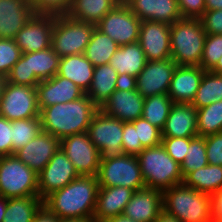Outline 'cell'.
Returning a JSON list of instances; mask_svg holds the SVG:
<instances>
[{
  "mask_svg": "<svg viewBox=\"0 0 222 222\" xmlns=\"http://www.w3.org/2000/svg\"><path fill=\"white\" fill-rule=\"evenodd\" d=\"M198 136L222 132V100L197 109Z\"/></svg>",
  "mask_w": 222,
  "mask_h": 222,
  "instance_id": "36",
  "label": "cell"
},
{
  "mask_svg": "<svg viewBox=\"0 0 222 222\" xmlns=\"http://www.w3.org/2000/svg\"><path fill=\"white\" fill-rule=\"evenodd\" d=\"M162 210V192L145 187L133 193L123 215L137 222H153Z\"/></svg>",
  "mask_w": 222,
  "mask_h": 222,
  "instance_id": "20",
  "label": "cell"
},
{
  "mask_svg": "<svg viewBox=\"0 0 222 222\" xmlns=\"http://www.w3.org/2000/svg\"><path fill=\"white\" fill-rule=\"evenodd\" d=\"M35 14L66 15L71 0H27Z\"/></svg>",
  "mask_w": 222,
  "mask_h": 222,
  "instance_id": "43",
  "label": "cell"
},
{
  "mask_svg": "<svg viewBox=\"0 0 222 222\" xmlns=\"http://www.w3.org/2000/svg\"><path fill=\"white\" fill-rule=\"evenodd\" d=\"M117 77V71L110 64L96 66L90 87L85 94L100 108L116 90Z\"/></svg>",
  "mask_w": 222,
  "mask_h": 222,
  "instance_id": "28",
  "label": "cell"
},
{
  "mask_svg": "<svg viewBox=\"0 0 222 222\" xmlns=\"http://www.w3.org/2000/svg\"><path fill=\"white\" fill-rule=\"evenodd\" d=\"M146 63L147 59L140 43L135 42L119 46L109 64L117 71L118 75L126 73L137 77Z\"/></svg>",
  "mask_w": 222,
  "mask_h": 222,
  "instance_id": "27",
  "label": "cell"
},
{
  "mask_svg": "<svg viewBox=\"0 0 222 222\" xmlns=\"http://www.w3.org/2000/svg\"><path fill=\"white\" fill-rule=\"evenodd\" d=\"M99 107L85 94L66 103H58L40 109L42 131L58 139L84 133Z\"/></svg>",
  "mask_w": 222,
  "mask_h": 222,
  "instance_id": "2",
  "label": "cell"
},
{
  "mask_svg": "<svg viewBox=\"0 0 222 222\" xmlns=\"http://www.w3.org/2000/svg\"><path fill=\"white\" fill-rule=\"evenodd\" d=\"M12 121L0 116V157L12 155Z\"/></svg>",
  "mask_w": 222,
  "mask_h": 222,
  "instance_id": "49",
  "label": "cell"
},
{
  "mask_svg": "<svg viewBox=\"0 0 222 222\" xmlns=\"http://www.w3.org/2000/svg\"><path fill=\"white\" fill-rule=\"evenodd\" d=\"M212 218L222 219V190L212 195Z\"/></svg>",
  "mask_w": 222,
  "mask_h": 222,
  "instance_id": "52",
  "label": "cell"
},
{
  "mask_svg": "<svg viewBox=\"0 0 222 222\" xmlns=\"http://www.w3.org/2000/svg\"><path fill=\"white\" fill-rule=\"evenodd\" d=\"M138 42L147 61L171 58L170 24L150 20L142 21Z\"/></svg>",
  "mask_w": 222,
  "mask_h": 222,
  "instance_id": "16",
  "label": "cell"
},
{
  "mask_svg": "<svg viewBox=\"0 0 222 222\" xmlns=\"http://www.w3.org/2000/svg\"><path fill=\"white\" fill-rule=\"evenodd\" d=\"M99 183L97 176L80 175L43 200V205L60 219L92 220Z\"/></svg>",
  "mask_w": 222,
  "mask_h": 222,
  "instance_id": "1",
  "label": "cell"
},
{
  "mask_svg": "<svg viewBox=\"0 0 222 222\" xmlns=\"http://www.w3.org/2000/svg\"><path fill=\"white\" fill-rule=\"evenodd\" d=\"M7 198L0 197V222H3L6 216Z\"/></svg>",
  "mask_w": 222,
  "mask_h": 222,
  "instance_id": "55",
  "label": "cell"
},
{
  "mask_svg": "<svg viewBox=\"0 0 222 222\" xmlns=\"http://www.w3.org/2000/svg\"><path fill=\"white\" fill-rule=\"evenodd\" d=\"M34 14L27 0H0V38L14 39Z\"/></svg>",
  "mask_w": 222,
  "mask_h": 222,
  "instance_id": "25",
  "label": "cell"
},
{
  "mask_svg": "<svg viewBox=\"0 0 222 222\" xmlns=\"http://www.w3.org/2000/svg\"><path fill=\"white\" fill-rule=\"evenodd\" d=\"M60 149L72 162L79 175L97 176L101 154L90 141L87 132L62 138Z\"/></svg>",
  "mask_w": 222,
  "mask_h": 222,
  "instance_id": "12",
  "label": "cell"
},
{
  "mask_svg": "<svg viewBox=\"0 0 222 222\" xmlns=\"http://www.w3.org/2000/svg\"><path fill=\"white\" fill-rule=\"evenodd\" d=\"M220 100H222V75L206 71L191 104L199 109Z\"/></svg>",
  "mask_w": 222,
  "mask_h": 222,
  "instance_id": "34",
  "label": "cell"
},
{
  "mask_svg": "<svg viewBox=\"0 0 222 222\" xmlns=\"http://www.w3.org/2000/svg\"><path fill=\"white\" fill-rule=\"evenodd\" d=\"M182 17L200 19L205 13V0H177Z\"/></svg>",
  "mask_w": 222,
  "mask_h": 222,
  "instance_id": "47",
  "label": "cell"
},
{
  "mask_svg": "<svg viewBox=\"0 0 222 222\" xmlns=\"http://www.w3.org/2000/svg\"><path fill=\"white\" fill-rule=\"evenodd\" d=\"M206 70L200 66H177L168 95L174 103H192Z\"/></svg>",
  "mask_w": 222,
  "mask_h": 222,
  "instance_id": "24",
  "label": "cell"
},
{
  "mask_svg": "<svg viewBox=\"0 0 222 222\" xmlns=\"http://www.w3.org/2000/svg\"><path fill=\"white\" fill-rule=\"evenodd\" d=\"M137 158L146 187L163 192L183 183L181 165L169 156L162 144L144 148Z\"/></svg>",
  "mask_w": 222,
  "mask_h": 222,
  "instance_id": "5",
  "label": "cell"
},
{
  "mask_svg": "<svg viewBox=\"0 0 222 222\" xmlns=\"http://www.w3.org/2000/svg\"><path fill=\"white\" fill-rule=\"evenodd\" d=\"M60 218L51 213L44 205L35 214L32 222H59Z\"/></svg>",
  "mask_w": 222,
  "mask_h": 222,
  "instance_id": "51",
  "label": "cell"
},
{
  "mask_svg": "<svg viewBox=\"0 0 222 222\" xmlns=\"http://www.w3.org/2000/svg\"><path fill=\"white\" fill-rule=\"evenodd\" d=\"M95 27V24L79 21L67 15L56 16L51 47L60 58L84 54Z\"/></svg>",
  "mask_w": 222,
  "mask_h": 222,
  "instance_id": "7",
  "label": "cell"
},
{
  "mask_svg": "<svg viewBox=\"0 0 222 222\" xmlns=\"http://www.w3.org/2000/svg\"><path fill=\"white\" fill-rule=\"evenodd\" d=\"M210 71L222 75V56L219 58L217 64Z\"/></svg>",
  "mask_w": 222,
  "mask_h": 222,
  "instance_id": "57",
  "label": "cell"
},
{
  "mask_svg": "<svg viewBox=\"0 0 222 222\" xmlns=\"http://www.w3.org/2000/svg\"><path fill=\"white\" fill-rule=\"evenodd\" d=\"M79 176L72 162L59 149L38 173L39 197L44 200L48 195L65 187Z\"/></svg>",
  "mask_w": 222,
  "mask_h": 222,
  "instance_id": "13",
  "label": "cell"
},
{
  "mask_svg": "<svg viewBox=\"0 0 222 222\" xmlns=\"http://www.w3.org/2000/svg\"><path fill=\"white\" fill-rule=\"evenodd\" d=\"M206 36L200 19H178L170 25L171 59L177 66H200Z\"/></svg>",
  "mask_w": 222,
  "mask_h": 222,
  "instance_id": "4",
  "label": "cell"
},
{
  "mask_svg": "<svg viewBox=\"0 0 222 222\" xmlns=\"http://www.w3.org/2000/svg\"><path fill=\"white\" fill-rule=\"evenodd\" d=\"M141 23L121 0L96 24V28L122 46L138 42Z\"/></svg>",
  "mask_w": 222,
  "mask_h": 222,
  "instance_id": "10",
  "label": "cell"
},
{
  "mask_svg": "<svg viewBox=\"0 0 222 222\" xmlns=\"http://www.w3.org/2000/svg\"><path fill=\"white\" fill-rule=\"evenodd\" d=\"M56 15L34 14L16 34L14 41L22 53H32L51 47Z\"/></svg>",
  "mask_w": 222,
  "mask_h": 222,
  "instance_id": "15",
  "label": "cell"
},
{
  "mask_svg": "<svg viewBox=\"0 0 222 222\" xmlns=\"http://www.w3.org/2000/svg\"><path fill=\"white\" fill-rule=\"evenodd\" d=\"M60 57L52 47L28 53L29 75L39 80H47L58 73Z\"/></svg>",
  "mask_w": 222,
  "mask_h": 222,
  "instance_id": "32",
  "label": "cell"
},
{
  "mask_svg": "<svg viewBox=\"0 0 222 222\" xmlns=\"http://www.w3.org/2000/svg\"><path fill=\"white\" fill-rule=\"evenodd\" d=\"M39 196L38 174L15 155L0 157V197Z\"/></svg>",
  "mask_w": 222,
  "mask_h": 222,
  "instance_id": "6",
  "label": "cell"
},
{
  "mask_svg": "<svg viewBox=\"0 0 222 222\" xmlns=\"http://www.w3.org/2000/svg\"><path fill=\"white\" fill-rule=\"evenodd\" d=\"M6 82H7L6 76L0 74V99H1Z\"/></svg>",
  "mask_w": 222,
  "mask_h": 222,
  "instance_id": "58",
  "label": "cell"
},
{
  "mask_svg": "<svg viewBox=\"0 0 222 222\" xmlns=\"http://www.w3.org/2000/svg\"><path fill=\"white\" fill-rule=\"evenodd\" d=\"M39 109L58 103L75 101L85 95L75 83L57 74L36 86Z\"/></svg>",
  "mask_w": 222,
  "mask_h": 222,
  "instance_id": "18",
  "label": "cell"
},
{
  "mask_svg": "<svg viewBox=\"0 0 222 222\" xmlns=\"http://www.w3.org/2000/svg\"><path fill=\"white\" fill-rule=\"evenodd\" d=\"M99 187H127L134 191L145 188L137 156L122 154L100 160L97 174Z\"/></svg>",
  "mask_w": 222,
  "mask_h": 222,
  "instance_id": "8",
  "label": "cell"
},
{
  "mask_svg": "<svg viewBox=\"0 0 222 222\" xmlns=\"http://www.w3.org/2000/svg\"><path fill=\"white\" fill-rule=\"evenodd\" d=\"M200 20L206 34H222V9L205 11Z\"/></svg>",
  "mask_w": 222,
  "mask_h": 222,
  "instance_id": "48",
  "label": "cell"
},
{
  "mask_svg": "<svg viewBox=\"0 0 222 222\" xmlns=\"http://www.w3.org/2000/svg\"><path fill=\"white\" fill-rule=\"evenodd\" d=\"M40 117L12 121V155L41 132Z\"/></svg>",
  "mask_w": 222,
  "mask_h": 222,
  "instance_id": "37",
  "label": "cell"
},
{
  "mask_svg": "<svg viewBox=\"0 0 222 222\" xmlns=\"http://www.w3.org/2000/svg\"><path fill=\"white\" fill-rule=\"evenodd\" d=\"M134 192L127 187H99L93 222H104L122 215Z\"/></svg>",
  "mask_w": 222,
  "mask_h": 222,
  "instance_id": "23",
  "label": "cell"
},
{
  "mask_svg": "<svg viewBox=\"0 0 222 222\" xmlns=\"http://www.w3.org/2000/svg\"><path fill=\"white\" fill-rule=\"evenodd\" d=\"M132 123L137 130L138 140H140L144 148L155 147L161 144L162 133L159 128L143 117L132 121Z\"/></svg>",
  "mask_w": 222,
  "mask_h": 222,
  "instance_id": "42",
  "label": "cell"
},
{
  "mask_svg": "<svg viewBox=\"0 0 222 222\" xmlns=\"http://www.w3.org/2000/svg\"><path fill=\"white\" fill-rule=\"evenodd\" d=\"M42 206L43 200L39 196L7 198L3 222H32Z\"/></svg>",
  "mask_w": 222,
  "mask_h": 222,
  "instance_id": "33",
  "label": "cell"
},
{
  "mask_svg": "<svg viewBox=\"0 0 222 222\" xmlns=\"http://www.w3.org/2000/svg\"><path fill=\"white\" fill-rule=\"evenodd\" d=\"M121 0H71L67 16L97 24Z\"/></svg>",
  "mask_w": 222,
  "mask_h": 222,
  "instance_id": "29",
  "label": "cell"
},
{
  "mask_svg": "<svg viewBox=\"0 0 222 222\" xmlns=\"http://www.w3.org/2000/svg\"><path fill=\"white\" fill-rule=\"evenodd\" d=\"M222 9V0H205V11Z\"/></svg>",
  "mask_w": 222,
  "mask_h": 222,
  "instance_id": "54",
  "label": "cell"
},
{
  "mask_svg": "<svg viewBox=\"0 0 222 222\" xmlns=\"http://www.w3.org/2000/svg\"><path fill=\"white\" fill-rule=\"evenodd\" d=\"M104 222H137V221L131 218H128L122 214V215L115 216L114 218L108 219Z\"/></svg>",
  "mask_w": 222,
  "mask_h": 222,
  "instance_id": "56",
  "label": "cell"
},
{
  "mask_svg": "<svg viewBox=\"0 0 222 222\" xmlns=\"http://www.w3.org/2000/svg\"><path fill=\"white\" fill-rule=\"evenodd\" d=\"M205 145L208 164L222 166V132L205 136Z\"/></svg>",
  "mask_w": 222,
  "mask_h": 222,
  "instance_id": "46",
  "label": "cell"
},
{
  "mask_svg": "<svg viewBox=\"0 0 222 222\" xmlns=\"http://www.w3.org/2000/svg\"><path fill=\"white\" fill-rule=\"evenodd\" d=\"M161 144L176 163L179 165L183 163L189 147V138L162 137Z\"/></svg>",
  "mask_w": 222,
  "mask_h": 222,
  "instance_id": "44",
  "label": "cell"
},
{
  "mask_svg": "<svg viewBox=\"0 0 222 222\" xmlns=\"http://www.w3.org/2000/svg\"><path fill=\"white\" fill-rule=\"evenodd\" d=\"M183 183L196 191L213 195L222 190V166L210 165L194 170Z\"/></svg>",
  "mask_w": 222,
  "mask_h": 222,
  "instance_id": "30",
  "label": "cell"
},
{
  "mask_svg": "<svg viewBox=\"0 0 222 222\" xmlns=\"http://www.w3.org/2000/svg\"><path fill=\"white\" fill-rule=\"evenodd\" d=\"M173 103L168 94L146 97L142 117L162 131Z\"/></svg>",
  "mask_w": 222,
  "mask_h": 222,
  "instance_id": "35",
  "label": "cell"
},
{
  "mask_svg": "<svg viewBox=\"0 0 222 222\" xmlns=\"http://www.w3.org/2000/svg\"><path fill=\"white\" fill-rule=\"evenodd\" d=\"M116 90H136V77L126 73L118 75L116 80Z\"/></svg>",
  "mask_w": 222,
  "mask_h": 222,
  "instance_id": "50",
  "label": "cell"
},
{
  "mask_svg": "<svg viewBox=\"0 0 222 222\" xmlns=\"http://www.w3.org/2000/svg\"><path fill=\"white\" fill-rule=\"evenodd\" d=\"M90 141L101 154V159L121 156L123 122L103 113L100 109L94 114L88 127Z\"/></svg>",
  "mask_w": 222,
  "mask_h": 222,
  "instance_id": "9",
  "label": "cell"
},
{
  "mask_svg": "<svg viewBox=\"0 0 222 222\" xmlns=\"http://www.w3.org/2000/svg\"><path fill=\"white\" fill-rule=\"evenodd\" d=\"M144 147L138 140L137 130L132 122H123L122 151L137 156Z\"/></svg>",
  "mask_w": 222,
  "mask_h": 222,
  "instance_id": "45",
  "label": "cell"
},
{
  "mask_svg": "<svg viewBox=\"0 0 222 222\" xmlns=\"http://www.w3.org/2000/svg\"><path fill=\"white\" fill-rule=\"evenodd\" d=\"M144 99L137 90H115L99 109L122 122H132L142 117Z\"/></svg>",
  "mask_w": 222,
  "mask_h": 222,
  "instance_id": "19",
  "label": "cell"
},
{
  "mask_svg": "<svg viewBox=\"0 0 222 222\" xmlns=\"http://www.w3.org/2000/svg\"><path fill=\"white\" fill-rule=\"evenodd\" d=\"M118 47L119 45L112 38L95 27L84 55L94 67L109 64Z\"/></svg>",
  "mask_w": 222,
  "mask_h": 222,
  "instance_id": "31",
  "label": "cell"
},
{
  "mask_svg": "<svg viewBox=\"0 0 222 222\" xmlns=\"http://www.w3.org/2000/svg\"><path fill=\"white\" fill-rule=\"evenodd\" d=\"M222 56V34H207L200 67L210 71Z\"/></svg>",
  "mask_w": 222,
  "mask_h": 222,
  "instance_id": "39",
  "label": "cell"
},
{
  "mask_svg": "<svg viewBox=\"0 0 222 222\" xmlns=\"http://www.w3.org/2000/svg\"><path fill=\"white\" fill-rule=\"evenodd\" d=\"M59 149L60 139L41 130L14 155L38 174Z\"/></svg>",
  "mask_w": 222,
  "mask_h": 222,
  "instance_id": "17",
  "label": "cell"
},
{
  "mask_svg": "<svg viewBox=\"0 0 222 222\" xmlns=\"http://www.w3.org/2000/svg\"><path fill=\"white\" fill-rule=\"evenodd\" d=\"M177 64L171 59L147 61L136 77V90L144 97L168 94Z\"/></svg>",
  "mask_w": 222,
  "mask_h": 222,
  "instance_id": "14",
  "label": "cell"
},
{
  "mask_svg": "<svg viewBox=\"0 0 222 222\" xmlns=\"http://www.w3.org/2000/svg\"><path fill=\"white\" fill-rule=\"evenodd\" d=\"M162 194L163 210L181 222H212V195L184 183L174 185Z\"/></svg>",
  "mask_w": 222,
  "mask_h": 222,
  "instance_id": "3",
  "label": "cell"
},
{
  "mask_svg": "<svg viewBox=\"0 0 222 222\" xmlns=\"http://www.w3.org/2000/svg\"><path fill=\"white\" fill-rule=\"evenodd\" d=\"M94 68L84 54L68 55L60 58L57 75L72 81L86 93L93 79Z\"/></svg>",
  "mask_w": 222,
  "mask_h": 222,
  "instance_id": "26",
  "label": "cell"
},
{
  "mask_svg": "<svg viewBox=\"0 0 222 222\" xmlns=\"http://www.w3.org/2000/svg\"><path fill=\"white\" fill-rule=\"evenodd\" d=\"M141 21L173 24L182 18L177 0H123Z\"/></svg>",
  "mask_w": 222,
  "mask_h": 222,
  "instance_id": "21",
  "label": "cell"
},
{
  "mask_svg": "<svg viewBox=\"0 0 222 222\" xmlns=\"http://www.w3.org/2000/svg\"><path fill=\"white\" fill-rule=\"evenodd\" d=\"M6 80L15 85H26L31 87H36L40 83L35 75H29L28 53H22L21 58L15 63L6 76Z\"/></svg>",
  "mask_w": 222,
  "mask_h": 222,
  "instance_id": "40",
  "label": "cell"
},
{
  "mask_svg": "<svg viewBox=\"0 0 222 222\" xmlns=\"http://www.w3.org/2000/svg\"><path fill=\"white\" fill-rule=\"evenodd\" d=\"M212 222H222V219H213Z\"/></svg>",
  "mask_w": 222,
  "mask_h": 222,
  "instance_id": "60",
  "label": "cell"
},
{
  "mask_svg": "<svg viewBox=\"0 0 222 222\" xmlns=\"http://www.w3.org/2000/svg\"><path fill=\"white\" fill-rule=\"evenodd\" d=\"M59 222H93L92 220H84V219H60Z\"/></svg>",
  "mask_w": 222,
  "mask_h": 222,
  "instance_id": "59",
  "label": "cell"
},
{
  "mask_svg": "<svg viewBox=\"0 0 222 222\" xmlns=\"http://www.w3.org/2000/svg\"><path fill=\"white\" fill-rule=\"evenodd\" d=\"M21 56L22 51L14 39L0 38V74L7 76Z\"/></svg>",
  "mask_w": 222,
  "mask_h": 222,
  "instance_id": "41",
  "label": "cell"
},
{
  "mask_svg": "<svg viewBox=\"0 0 222 222\" xmlns=\"http://www.w3.org/2000/svg\"><path fill=\"white\" fill-rule=\"evenodd\" d=\"M161 133L162 137H197V109L191 103H173Z\"/></svg>",
  "mask_w": 222,
  "mask_h": 222,
  "instance_id": "22",
  "label": "cell"
},
{
  "mask_svg": "<svg viewBox=\"0 0 222 222\" xmlns=\"http://www.w3.org/2000/svg\"><path fill=\"white\" fill-rule=\"evenodd\" d=\"M207 165L205 137L197 136L189 138V147L185 155V160L181 164L183 179L194 170Z\"/></svg>",
  "mask_w": 222,
  "mask_h": 222,
  "instance_id": "38",
  "label": "cell"
},
{
  "mask_svg": "<svg viewBox=\"0 0 222 222\" xmlns=\"http://www.w3.org/2000/svg\"><path fill=\"white\" fill-rule=\"evenodd\" d=\"M0 116L9 121L40 117L36 87L6 82L0 99Z\"/></svg>",
  "mask_w": 222,
  "mask_h": 222,
  "instance_id": "11",
  "label": "cell"
},
{
  "mask_svg": "<svg viewBox=\"0 0 222 222\" xmlns=\"http://www.w3.org/2000/svg\"><path fill=\"white\" fill-rule=\"evenodd\" d=\"M153 222H181L177 217L162 210Z\"/></svg>",
  "mask_w": 222,
  "mask_h": 222,
  "instance_id": "53",
  "label": "cell"
}]
</instances>
